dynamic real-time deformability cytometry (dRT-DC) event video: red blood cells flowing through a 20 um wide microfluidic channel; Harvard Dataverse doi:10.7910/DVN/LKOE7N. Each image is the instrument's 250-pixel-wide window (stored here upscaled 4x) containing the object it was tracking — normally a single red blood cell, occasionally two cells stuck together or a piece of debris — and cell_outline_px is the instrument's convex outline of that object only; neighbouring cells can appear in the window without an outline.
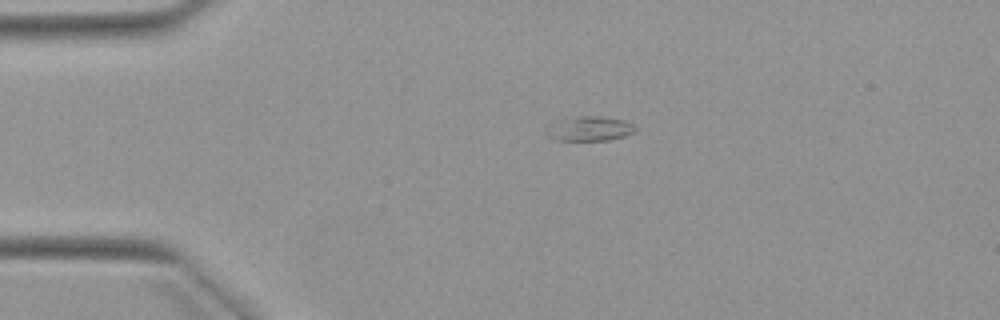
{"species": "Egyptian fruit bat (a non-hibernating species)", "species_latin": "Rousettus aegyptiacus", "temperature_condition": "warm", "stored_images_in_passage": 2, "camera_frame_rate_fps": 3000, "um_per_image_px": 0.085, "animal": {"sex": "female"}, "frame": {"image": 1, "passage_image": 1, "time_ms": 0.0, "image_size_px": [1000, 320], "cell_outline_px": [[640, 128], [636, 132], [624, 136], [608, 140], [556, 140], [548, 136], [544, 132], [544, 128], [552, 120], [576, 116], [600, 116], [624, 120]], "centroid_in_image_um": [50.05, 10.92], "position_along_channel_um": 34.9, "area_um2": 13.24}}